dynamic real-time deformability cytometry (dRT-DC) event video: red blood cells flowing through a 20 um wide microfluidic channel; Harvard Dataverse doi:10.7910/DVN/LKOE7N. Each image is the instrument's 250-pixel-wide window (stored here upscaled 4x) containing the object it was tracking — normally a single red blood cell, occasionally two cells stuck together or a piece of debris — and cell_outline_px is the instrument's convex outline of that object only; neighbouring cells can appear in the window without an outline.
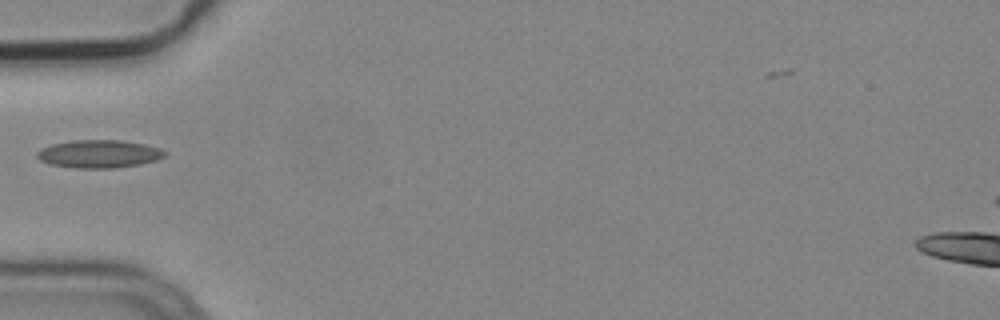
{"species": "common noctule bat (a hibernating species)", "species_latin": "Nyctalus noctula", "temperature_condition": "cold", "stored_images_in_passage": 3, "camera_frame_rate_fps": 3000, "um_per_image_px": 0.085, "animal": {"sex": "male", "body_mass_g": 19.2, "forearm_length_mm": 51.8}, "frame": {"image": 1, "passage_image": 3, "time_ms": 0.667, "image_size_px": [1000, 320], "cell_outline_px": [[168, 152], [164, 156], [156, 160], [140, 164], [116, 168], [76, 168], [52, 164], [40, 160], [36, 156], [36, 152], [40, 148], [52, 144], [72, 140], [120, 140], [144, 144], [160, 148]], "centroid_in_image_um": [8.41, 13.08], "position_along_channel_um": 76.6, "area_um2": 20.81}}